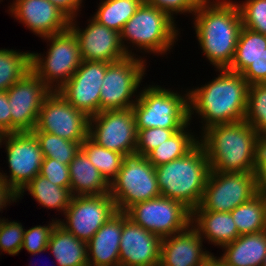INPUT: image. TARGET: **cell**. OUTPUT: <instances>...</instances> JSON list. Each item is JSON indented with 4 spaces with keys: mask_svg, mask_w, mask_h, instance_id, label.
I'll use <instances>...</instances> for the list:
<instances>
[{
    "mask_svg": "<svg viewBox=\"0 0 266 266\" xmlns=\"http://www.w3.org/2000/svg\"><path fill=\"white\" fill-rule=\"evenodd\" d=\"M192 15L202 53L216 69H228L243 27L236 2L203 0Z\"/></svg>",
    "mask_w": 266,
    "mask_h": 266,
    "instance_id": "cell-1",
    "label": "cell"
},
{
    "mask_svg": "<svg viewBox=\"0 0 266 266\" xmlns=\"http://www.w3.org/2000/svg\"><path fill=\"white\" fill-rule=\"evenodd\" d=\"M217 77L188 91L189 122L197 113L202 131L216 124L240 122L247 112L248 83L240 73L217 69ZM204 122V124H203Z\"/></svg>",
    "mask_w": 266,
    "mask_h": 266,
    "instance_id": "cell-2",
    "label": "cell"
},
{
    "mask_svg": "<svg viewBox=\"0 0 266 266\" xmlns=\"http://www.w3.org/2000/svg\"><path fill=\"white\" fill-rule=\"evenodd\" d=\"M201 132L199 143L205 149L211 171L255 172L264 138L245 120L216 124Z\"/></svg>",
    "mask_w": 266,
    "mask_h": 266,
    "instance_id": "cell-3",
    "label": "cell"
},
{
    "mask_svg": "<svg viewBox=\"0 0 266 266\" xmlns=\"http://www.w3.org/2000/svg\"><path fill=\"white\" fill-rule=\"evenodd\" d=\"M161 196L182 203L191 212L199 206L210 164L203 146L198 143L185 156L155 167Z\"/></svg>",
    "mask_w": 266,
    "mask_h": 266,
    "instance_id": "cell-4",
    "label": "cell"
},
{
    "mask_svg": "<svg viewBox=\"0 0 266 266\" xmlns=\"http://www.w3.org/2000/svg\"><path fill=\"white\" fill-rule=\"evenodd\" d=\"M174 22L167 12L143 2L120 32L124 50L128 56H137L128 49L127 44L131 43L132 47H138L137 50H141L140 52L144 50L158 56L167 54L178 41L179 29Z\"/></svg>",
    "mask_w": 266,
    "mask_h": 266,
    "instance_id": "cell-5",
    "label": "cell"
},
{
    "mask_svg": "<svg viewBox=\"0 0 266 266\" xmlns=\"http://www.w3.org/2000/svg\"><path fill=\"white\" fill-rule=\"evenodd\" d=\"M143 88L131 107L137 129H183L189 123L188 91L183 96L159 85Z\"/></svg>",
    "mask_w": 266,
    "mask_h": 266,
    "instance_id": "cell-6",
    "label": "cell"
},
{
    "mask_svg": "<svg viewBox=\"0 0 266 266\" xmlns=\"http://www.w3.org/2000/svg\"><path fill=\"white\" fill-rule=\"evenodd\" d=\"M43 40L49 42L46 56L31 52L30 67L51 91H58L82 62L79 43L70 28Z\"/></svg>",
    "mask_w": 266,
    "mask_h": 266,
    "instance_id": "cell-7",
    "label": "cell"
},
{
    "mask_svg": "<svg viewBox=\"0 0 266 266\" xmlns=\"http://www.w3.org/2000/svg\"><path fill=\"white\" fill-rule=\"evenodd\" d=\"M110 196L117 211L122 212L136 203L161 196L155 167L141 153L124 155L121 169L110 183Z\"/></svg>",
    "mask_w": 266,
    "mask_h": 266,
    "instance_id": "cell-8",
    "label": "cell"
},
{
    "mask_svg": "<svg viewBox=\"0 0 266 266\" xmlns=\"http://www.w3.org/2000/svg\"><path fill=\"white\" fill-rule=\"evenodd\" d=\"M144 62L141 56H128L108 64L100 89V112L128 109L136 103L135 94L146 74Z\"/></svg>",
    "mask_w": 266,
    "mask_h": 266,
    "instance_id": "cell-9",
    "label": "cell"
},
{
    "mask_svg": "<svg viewBox=\"0 0 266 266\" xmlns=\"http://www.w3.org/2000/svg\"><path fill=\"white\" fill-rule=\"evenodd\" d=\"M256 194L254 172L220 173L210 170L201 202L193 211L231 212Z\"/></svg>",
    "mask_w": 266,
    "mask_h": 266,
    "instance_id": "cell-10",
    "label": "cell"
},
{
    "mask_svg": "<svg viewBox=\"0 0 266 266\" xmlns=\"http://www.w3.org/2000/svg\"><path fill=\"white\" fill-rule=\"evenodd\" d=\"M126 213L135 224L162 239L184 231L191 224V211L169 197L136 203Z\"/></svg>",
    "mask_w": 266,
    "mask_h": 266,
    "instance_id": "cell-11",
    "label": "cell"
},
{
    "mask_svg": "<svg viewBox=\"0 0 266 266\" xmlns=\"http://www.w3.org/2000/svg\"><path fill=\"white\" fill-rule=\"evenodd\" d=\"M89 116L67 102L58 91H51L39 111L32 132H46L63 139L82 142L89 136Z\"/></svg>",
    "mask_w": 266,
    "mask_h": 266,
    "instance_id": "cell-12",
    "label": "cell"
},
{
    "mask_svg": "<svg viewBox=\"0 0 266 266\" xmlns=\"http://www.w3.org/2000/svg\"><path fill=\"white\" fill-rule=\"evenodd\" d=\"M3 144H5L10 174L8 176L7 173L0 172V177L19 193L36 175L40 174L44 156L32 132L4 134L1 145Z\"/></svg>",
    "mask_w": 266,
    "mask_h": 266,
    "instance_id": "cell-13",
    "label": "cell"
},
{
    "mask_svg": "<svg viewBox=\"0 0 266 266\" xmlns=\"http://www.w3.org/2000/svg\"><path fill=\"white\" fill-rule=\"evenodd\" d=\"M116 212V204L110 193L73 196L64 213L66 220L58 219V223L87 243Z\"/></svg>",
    "mask_w": 266,
    "mask_h": 266,
    "instance_id": "cell-14",
    "label": "cell"
},
{
    "mask_svg": "<svg viewBox=\"0 0 266 266\" xmlns=\"http://www.w3.org/2000/svg\"><path fill=\"white\" fill-rule=\"evenodd\" d=\"M137 134L132 108L101 111L89 118V137L98 145L120 154L135 152Z\"/></svg>",
    "mask_w": 266,
    "mask_h": 266,
    "instance_id": "cell-15",
    "label": "cell"
},
{
    "mask_svg": "<svg viewBox=\"0 0 266 266\" xmlns=\"http://www.w3.org/2000/svg\"><path fill=\"white\" fill-rule=\"evenodd\" d=\"M6 92L11 113V133L32 132L36 128L42 103L51 90L30 70Z\"/></svg>",
    "mask_w": 266,
    "mask_h": 266,
    "instance_id": "cell-16",
    "label": "cell"
},
{
    "mask_svg": "<svg viewBox=\"0 0 266 266\" xmlns=\"http://www.w3.org/2000/svg\"><path fill=\"white\" fill-rule=\"evenodd\" d=\"M104 61L82 60L73 76L58 93L89 117L100 112V89L108 66Z\"/></svg>",
    "mask_w": 266,
    "mask_h": 266,
    "instance_id": "cell-17",
    "label": "cell"
},
{
    "mask_svg": "<svg viewBox=\"0 0 266 266\" xmlns=\"http://www.w3.org/2000/svg\"><path fill=\"white\" fill-rule=\"evenodd\" d=\"M88 23L82 30L77 25L76 17L70 19L69 23V28L78 40L82 60L114 63L128 57L119 32L103 26L92 16Z\"/></svg>",
    "mask_w": 266,
    "mask_h": 266,
    "instance_id": "cell-18",
    "label": "cell"
},
{
    "mask_svg": "<svg viewBox=\"0 0 266 266\" xmlns=\"http://www.w3.org/2000/svg\"><path fill=\"white\" fill-rule=\"evenodd\" d=\"M10 4L11 16L41 38L69 28L70 18L50 0H15Z\"/></svg>",
    "mask_w": 266,
    "mask_h": 266,
    "instance_id": "cell-19",
    "label": "cell"
},
{
    "mask_svg": "<svg viewBox=\"0 0 266 266\" xmlns=\"http://www.w3.org/2000/svg\"><path fill=\"white\" fill-rule=\"evenodd\" d=\"M162 238L126 216L120 239V266H159Z\"/></svg>",
    "mask_w": 266,
    "mask_h": 266,
    "instance_id": "cell-20",
    "label": "cell"
},
{
    "mask_svg": "<svg viewBox=\"0 0 266 266\" xmlns=\"http://www.w3.org/2000/svg\"><path fill=\"white\" fill-rule=\"evenodd\" d=\"M203 241L191 224L184 231L163 238L159 266H206L213 254L204 251Z\"/></svg>",
    "mask_w": 266,
    "mask_h": 266,
    "instance_id": "cell-21",
    "label": "cell"
},
{
    "mask_svg": "<svg viewBox=\"0 0 266 266\" xmlns=\"http://www.w3.org/2000/svg\"><path fill=\"white\" fill-rule=\"evenodd\" d=\"M126 216V212L117 211L87 242L89 266H120V239Z\"/></svg>",
    "mask_w": 266,
    "mask_h": 266,
    "instance_id": "cell-22",
    "label": "cell"
},
{
    "mask_svg": "<svg viewBox=\"0 0 266 266\" xmlns=\"http://www.w3.org/2000/svg\"><path fill=\"white\" fill-rule=\"evenodd\" d=\"M191 225L202 239L221 248L240 236L230 212L192 211Z\"/></svg>",
    "mask_w": 266,
    "mask_h": 266,
    "instance_id": "cell-23",
    "label": "cell"
},
{
    "mask_svg": "<svg viewBox=\"0 0 266 266\" xmlns=\"http://www.w3.org/2000/svg\"><path fill=\"white\" fill-rule=\"evenodd\" d=\"M222 249L224 253L217 258L226 266H262L266 256V230L242 234Z\"/></svg>",
    "mask_w": 266,
    "mask_h": 266,
    "instance_id": "cell-24",
    "label": "cell"
},
{
    "mask_svg": "<svg viewBox=\"0 0 266 266\" xmlns=\"http://www.w3.org/2000/svg\"><path fill=\"white\" fill-rule=\"evenodd\" d=\"M68 166L70 190L73 196L110 193V184L81 149Z\"/></svg>",
    "mask_w": 266,
    "mask_h": 266,
    "instance_id": "cell-25",
    "label": "cell"
},
{
    "mask_svg": "<svg viewBox=\"0 0 266 266\" xmlns=\"http://www.w3.org/2000/svg\"><path fill=\"white\" fill-rule=\"evenodd\" d=\"M47 250L53 253L57 266H89L87 243L76 238L59 223L51 232Z\"/></svg>",
    "mask_w": 266,
    "mask_h": 266,
    "instance_id": "cell-26",
    "label": "cell"
},
{
    "mask_svg": "<svg viewBox=\"0 0 266 266\" xmlns=\"http://www.w3.org/2000/svg\"><path fill=\"white\" fill-rule=\"evenodd\" d=\"M28 191L31 196L43 207L47 209H56L65 213L73 195L70 188H64L54 185L44 176L36 175L26 186L18 193V198L21 199L23 193ZM21 197V198H20Z\"/></svg>",
    "mask_w": 266,
    "mask_h": 266,
    "instance_id": "cell-27",
    "label": "cell"
},
{
    "mask_svg": "<svg viewBox=\"0 0 266 266\" xmlns=\"http://www.w3.org/2000/svg\"><path fill=\"white\" fill-rule=\"evenodd\" d=\"M188 126L190 122L145 156L154 167L185 156L199 143Z\"/></svg>",
    "mask_w": 266,
    "mask_h": 266,
    "instance_id": "cell-28",
    "label": "cell"
},
{
    "mask_svg": "<svg viewBox=\"0 0 266 266\" xmlns=\"http://www.w3.org/2000/svg\"><path fill=\"white\" fill-rule=\"evenodd\" d=\"M230 213L240 235L266 230V198L262 195L256 194Z\"/></svg>",
    "mask_w": 266,
    "mask_h": 266,
    "instance_id": "cell-29",
    "label": "cell"
},
{
    "mask_svg": "<svg viewBox=\"0 0 266 266\" xmlns=\"http://www.w3.org/2000/svg\"><path fill=\"white\" fill-rule=\"evenodd\" d=\"M266 49V35L242 27L233 61L228 70L242 73Z\"/></svg>",
    "mask_w": 266,
    "mask_h": 266,
    "instance_id": "cell-30",
    "label": "cell"
},
{
    "mask_svg": "<svg viewBox=\"0 0 266 266\" xmlns=\"http://www.w3.org/2000/svg\"><path fill=\"white\" fill-rule=\"evenodd\" d=\"M143 2L144 0H101L92 18L120 33Z\"/></svg>",
    "mask_w": 266,
    "mask_h": 266,
    "instance_id": "cell-31",
    "label": "cell"
},
{
    "mask_svg": "<svg viewBox=\"0 0 266 266\" xmlns=\"http://www.w3.org/2000/svg\"><path fill=\"white\" fill-rule=\"evenodd\" d=\"M81 150L109 184L117 177L123 154L98 145L89 136L82 141Z\"/></svg>",
    "mask_w": 266,
    "mask_h": 266,
    "instance_id": "cell-32",
    "label": "cell"
},
{
    "mask_svg": "<svg viewBox=\"0 0 266 266\" xmlns=\"http://www.w3.org/2000/svg\"><path fill=\"white\" fill-rule=\"evenodd\" d=\"M30 70V52L0 49V91H7Z\"/></svg>",
    "mask_w": 266,
    "mask_h": 266,
    "instance_id": "cell-33",
    "label": "cell"
},
{
    "mask_svg": "<svg viewBox=\"0 0 266 266\" xmlns=\"http://www.w3.org/2000/svg\"><path fill=\"white\" fill-rule=\"evenodd\" d=\"M32 133L38 140L44 158H52L69 165L81 149L82 142L69 141L52 133Z\"/></svg>",
    "mask_w": 266,
    "mask_h": 266,
    "instance_id": "cell-34",
    "label": "cell"
},
{
    "mask_svg": "<svg viewBox=\"0 0 266 266\" xmlns=\"http://www.w3.org/2000/svg\"><path fill=\"white\" fill-rule=\"evenodd\" d=\"M245 121L266 139V83L249 85Z\"/></svg>",
    "mask_w": 266,
    "mask_h": 266,
    "instance_id": "cell-35",
    "label": "cell"
},
{
    "mask_svg": "<svg viewBox=\"0 0 266 266\" xmlns=\"http://www.w3.org/2000/svg\"><path fill=\"white\" fill-rule=\"evenodd\" d=\"M243 27L266 35V0L237 3Z\"/></svg>",
    "mask_w": 266,
    "mask_h": 266,
    "instance_id": "cell-36",
    "label": "cell"
},
{
    "mask_svg": "<svg viewBox=\"0 0 266 266\" xmlns=\"http://www.w3.org/2000/svg\"><path fill=\"white\" fill-rule=\"evenodd\" d=\"M18 221L3 219L0 223V250L9 255H17L22 250L25 229Z\"/></svg>",
    "mask_w": 266,
    "mask_h": 266,
    "instance_id": "cell-37",
    "label": "cell"
},
{
    "mask_svg": "<svg viewBox=\"0 0 266 266\" xmlns=\"http://www.w3.org/2000/svg\"><path fill=\"white\" fill-rule=\"evenodd\" d=\"M58 220L52 219L47 226L37 225L28 230L25 229L22 249H26L31 255H38L47 251L50 235Z\"/></svg>",
    "mask_w": 266,
    "mask_h": 266,
    "instance_id": "cell-38",
    "label": "cell"
},
{
    "mask_svg": "<svg viewBox=\"0 0 266 266\" xmlns=\"http://www.w3.org/2000/svg\"><path fill=\"white\" fill-rule=\"evenodd\" d=\"M181 129L147 128L137 129V146L135 152L146 156L150 151L158 147L164 141Z\"/></svg>",
    "mask_w": 266,
    "mask_h": 266,
    "instance_id": "cell-39",
    "label": "cell"
},
{
    "mask_svg": "<svg viewBox=\"0 0 266 266\" xmlns=\"http://www.w3.org/2000/svg\"><path fill=\"white\" fill-rule=\"evenodd\" d=\"M40 175L50 180L54 185L70 188L69 166L52 158H44Z\"/></svg>",
    "mask_w": 266,
    "mask_h": 266,
    "instance_id": "cell-40",
    "label": "cell"
},
{
    "mask_svg": "<svg viewBox=\"0 0 266 266\" xmlns=\"http://www.w3.org/2000/svg\"><path fill=\"white\" fill-rule=\"evenodd\" d=\"M203 0H144L145 3L167 12L173 19L174 14L194 13Z\"/></svg>",
    "mask_w": 266,
    "mask_h": 266,
    "instance_id": "cell-41",
    "label": "cell"
},
{
    "mask_svg": "<svg viewBox=\"0 0 266 266\" xmlns=\"http://www.w3.org/2000/svg\"><path fill=\"white\" fill-rule=\"evenodd\" d=\"M241 75L248 85L266 83V49Z\"/></svg>",
    "mask_w": 266,
    "mask_h": 266,
    "instance_id": "cell-42",
    "label": "cell"
},
{
    "mask_svg": "<svg viewBox=\"0 0 266 266\" xmlns=\"http://www.w3.org/2000/svg\"><path fill=\"white\" fill-rule=\"evenodd\" d=\"M254 173L257 194L266 198V139H263L260 143Z\"/></svg>",
    "mask_w": 266,
    "mask_h": 266,
    "instance_id": "cell-43",
    "label": "cell"
},
{
    "mask_svg": "<svg viewBox=\"0 0 266 266\" xmlns=\"http://www.w3.org/2000/svg\"><path fill=\"white\" fill-rule=\"evenodd\" d=\"M0 131L3 134L11 133V113L6 91H0Z\"/></svg>",
    "mask_w": 266,
    "mask_h": 266,
    "instance_id": "cell-44",
    "label": "cell"
},
{
    "mask_svg": "<svg viewBox=\"0 0 266 266\" xmlns=\"http://www.w3.org/2000/svg\"><path fill=\"white\" fill-rule=\"evenodd\" d=\"M18 200V193L0 177V212L6 208L8 204Z\"/></svg>",
    "mask_w": 266,
    "mask_h": 266,
    "instance_id": "cell-45",
    "label": "cell"
},
{
    "mask_svg": "<svg viewBox=\"0 0 266 266\" xmlns=\"http://www.w3.org/2000/svg\"><path fill=\"white\" fill-rule=\"evenodd\" d=\"M55 6L63 11L70 19L77 17L83 0H50Z\"/></svg>",
    "mask_w": 266,
    "mask_h": 266,
    "instance_id": "cell-46",
    "label": "cell"
},
{
    "mask_svg": "<svg viewBox=\"0 0 266 266\" xmlns=\"http://www.w3.org/2000/svg\"><path fill=\"white\" fill-rule=\"evenodd\" d=\"M206 266H226L217 256L214 255L208 260Z\"/></svg>",
    "mask_w": 266,
    "mask_h": 266,
    "instance_id": "cell-47",
    "label": "cell"
},
{
    "mask_svg": "<svg viewBox=\"0 0 266 266\" xmlns=\"http://www.w3.org/2000/svg\"><path fill=\"white\" fill-rule=\"evenodd\" d=\"M3 135L4 134L0 131V146H1V143H2Z\"/></svg>",
    "mask_w": 266,
    "mask_h": 266,
    "instance_id": "cell-48",
    "label": "cell"
},
{
    "mask_svg": "<svg viewBox=\"0 0 266 266\" xmlns=\"http://www.w3.org/2000/svg\"><path fill=\"white\" fill-rule=\"evenodd\" d=\"M262 266H266V256H265V259H264V261H263Z\"/></svg>",
    "mask_w": 266,
    "mask_h": 266,
    "instance_id": "cell-49",
    "label": "cell"
}]
</instances>
